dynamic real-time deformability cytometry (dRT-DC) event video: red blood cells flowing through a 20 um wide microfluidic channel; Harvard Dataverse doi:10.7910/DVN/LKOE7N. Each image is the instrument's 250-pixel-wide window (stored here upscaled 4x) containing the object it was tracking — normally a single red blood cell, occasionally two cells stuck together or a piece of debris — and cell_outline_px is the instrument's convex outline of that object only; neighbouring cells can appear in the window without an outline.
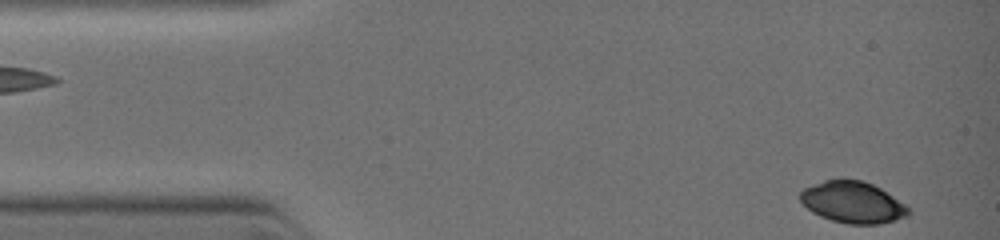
{"species": "common noctule bat (a hibernating species)", "species_latin": "Nyctalus noctula", "temperature_condition": "warm", "stored_images_in_passage": 7, "camera_frame_rate_fps": 3000, "um_per_image_px": 0.085, "animal": {"sex": "female", "body_mass_g": 19.0, "forearm_length_mm": 51.5}, "frame": {"image": 1, "passage_image": 1, "time_ms": 0.0, "image_size_px": [1000, 240], "cell_outline_px": [[912, 212], [908, 216], [880, 224], [848, 224], [832, 220], [820, 216], [812, 212], [800, 200], [800, 192], [804, 188], [824, 180], [860, 180], [872, 184], [880, 188], [904, 204]], "centroid_in_image_um": [72.48, 17.21], "position_along_channel_um": 12.5, "area_um2": 25.84}}
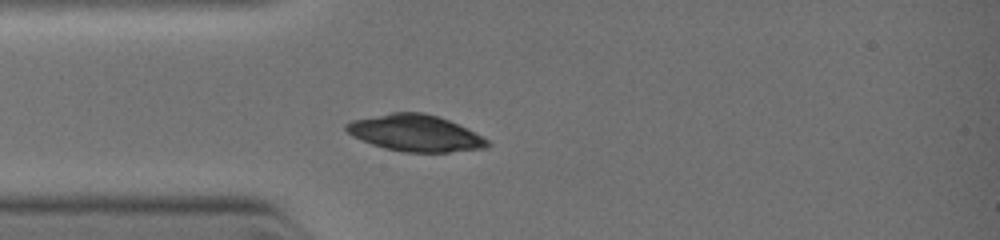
{"frame": {"image": 2, "passage_image": 5, "time_ms": 2.333, "image_size_px": [1000, 240], "cell_outline_px": [[488, 144], [484, 148], [448, 152], [404, 152], [384, 148], [360, 140], [352, 136], [344, 128], [344, 124], [352, 120], [392, 112], [424, 112], [448, 120], [488, 140]], "centroid_in_image_um": [35.21, 11.31], "position_along_channel_um": 49.8, "area_um2": 29.65}}